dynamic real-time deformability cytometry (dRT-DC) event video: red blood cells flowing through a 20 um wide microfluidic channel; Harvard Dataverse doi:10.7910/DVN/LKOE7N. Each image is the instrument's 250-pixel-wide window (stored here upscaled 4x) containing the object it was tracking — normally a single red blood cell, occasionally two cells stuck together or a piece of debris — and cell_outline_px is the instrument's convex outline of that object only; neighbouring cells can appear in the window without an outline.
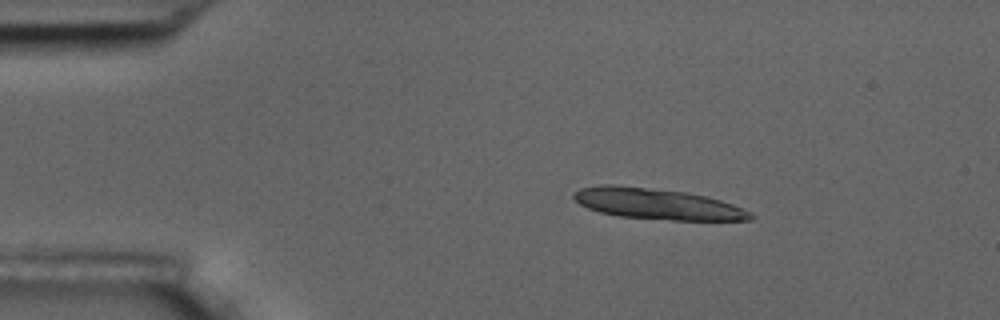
{"species": "common noctule bat (a hibernating species)", "species_latin": "Nyctalus noctula", "temperature_condition": "room temperature", "stored_images_in_passage": 4, "camera_frame_rate_fps": 3000, "um_per_image_px": 0.085, "animal": {"sex": "male", "body_mass_g": 17.5, "forearm_length_mm": 52.3}, "frame": {"image": 1, "passage_image": 2, "time_ms": 1.0, "image_size_px": [1000, 320], "cell_outline_px": [[756, 216], [752, 220], [672, 220], [620, 216], [600, 212], [588, 208], [580, 204], [572, 196], [572, 192], [580, 188], [600, 184], [612, 184], [688, 192], [708, 196], [732, 204]], "centroid_in_image_um": [55.83, 17.32], "position_along_channel_um": 29.2, "area_um2": 31.79}}